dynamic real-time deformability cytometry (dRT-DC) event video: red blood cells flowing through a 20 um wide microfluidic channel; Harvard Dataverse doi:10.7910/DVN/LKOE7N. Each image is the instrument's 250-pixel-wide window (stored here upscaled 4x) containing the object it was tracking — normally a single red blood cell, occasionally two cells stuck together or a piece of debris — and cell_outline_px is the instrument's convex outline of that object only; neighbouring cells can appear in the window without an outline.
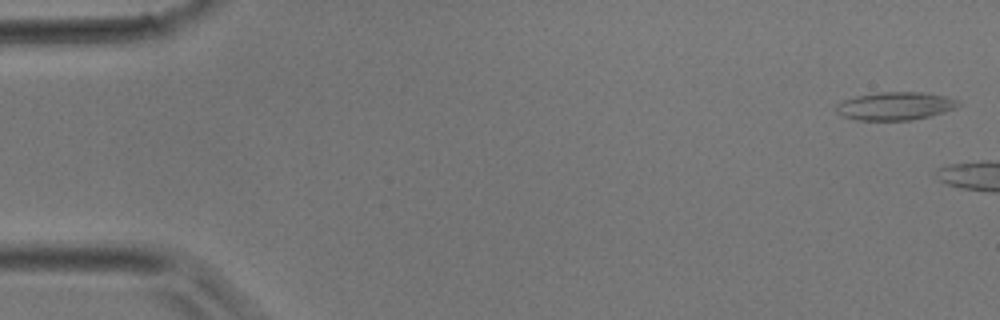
{"species": "common noctule bat (a hibernating species)", "species_latin": "Nyctalus noctula", "temperature_condition": "room temperature", "stored_images_in_passage": 4, "camera_frame_rate_fps": 3000, "um_per_image_px": 0.085, "animal": {"sex": "male", "body_mass_g": 17.9}, "frame": {"image": 1, "passage_image": 1, "time_ms": 0.0, "image_size_px": [1000, 320], "cell_outline_px": [[960, 104], [956, 108], [944, 112], [912, 120], [856, 120], [844, 116], [836, 112], [836, 104], [844, 100], [856, 96], [884, 92], [920, 92], [944, 96], [960, 100]], "centroid_in_image_um": [76.1, 9.01], "position_along_channel_um": 8.9, "area_um2": 19.83}}